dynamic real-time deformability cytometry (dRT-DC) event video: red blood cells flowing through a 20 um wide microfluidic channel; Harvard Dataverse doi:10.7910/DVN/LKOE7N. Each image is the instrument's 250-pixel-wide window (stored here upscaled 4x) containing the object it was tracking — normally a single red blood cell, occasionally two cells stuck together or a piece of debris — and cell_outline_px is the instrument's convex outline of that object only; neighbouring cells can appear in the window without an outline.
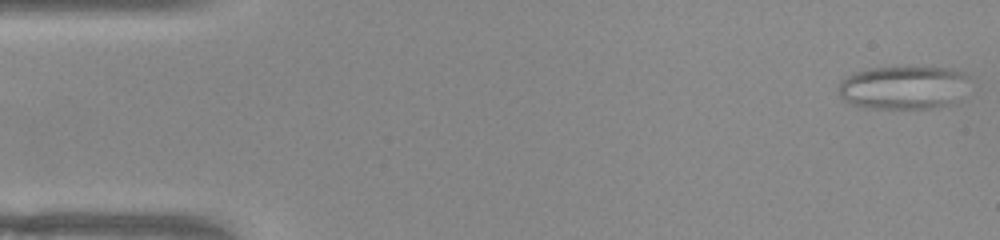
{"species": "common noctule bat (a hibernating species)", "species_latin": "Nyctalus noctula", "temperature_condition": "warm", "stored_images_in_passage": 51, "camera_frame_rate_fps": 3000, "um_per_image_px": 0.085, "animal": {"sex": "female", "body_mass_g": 22.0, "forearm_length_mm": 56.7}, "frame": {"image": 1, "passage_image": 1, "time_ms": 0.0, "image_size_px": [1000, 240], "cell_outline_px": [[968, 76], [960, 100], [956, 104], [936, 108], [864, 108], [852, 104], [844, 100], [840, 96], [840, 80], [856, 72], [868, 68], [904, 64], [932, 64], [956, 68], [964, 72]], "centroid_in_image_um": [76.87, 7.37], "position_along_channel_um": 8.1, "area_um2": 34.85}}
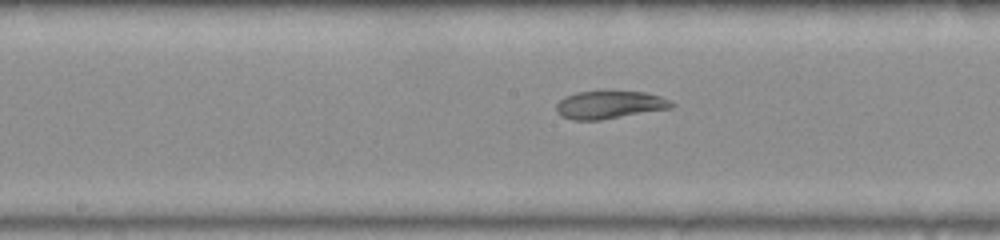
{"frame": {"image": 2, "passage_image": 25, "time_ms": 8.0, "image_size_px": [1000, 240], "cell_outline_px": [[676, 104], [672, 108], [600, 120], [572, 120], [560, 116], [556, 112], [556, 104], [564, 96], [576, 92], [644, 92], [660, 96]], "centroid_in_image_um": [51.78, 8.92], "position_along_channel_um": 196.4, "area_um2": 18.61}}
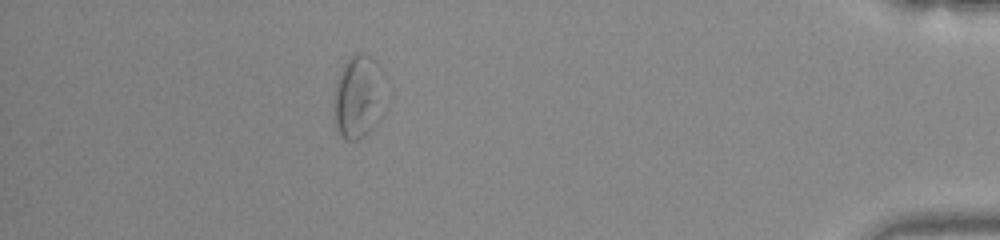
{"frame": {"image": 3, "passage_image": 45, "time_ms": 14.667, "image_size_px": [1000, 240], "cell_outline_px": [[388, 80], [384, 112], [376, 124], [364, 136], [356, 140], [344, 140], [340, 136], [336, 128], [332, 108], [332, 104], [336, 80], [344, 64], [356, 52], [364, 52], [372, 56], [380, 64], [388, 76]], "centroid_in_image_um": [30.54, 8.18], "position_along_channel_um": 404.7, "area_um2": 26.7}, "authors_computed_cell_mechanics": {"area_um2": 21.7328, "velocity_mm_per_s": 3.9354, "shape_relaxation_time_tau1_ms": null, "shape_relaxation_time_tau2_ms": 3.1639, "deformation_change_tau1": null, "deformation_change_tau2": 0.0887}}